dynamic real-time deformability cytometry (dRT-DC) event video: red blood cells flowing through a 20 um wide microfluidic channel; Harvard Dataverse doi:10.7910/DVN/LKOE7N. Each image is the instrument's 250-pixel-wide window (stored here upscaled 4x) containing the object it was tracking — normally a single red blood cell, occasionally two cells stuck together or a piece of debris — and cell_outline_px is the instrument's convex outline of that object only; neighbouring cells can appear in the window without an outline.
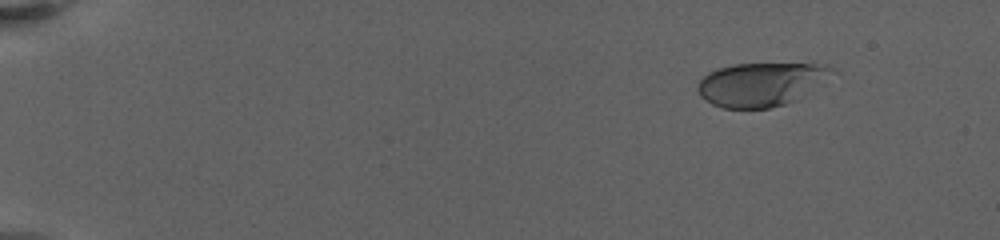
{"species": "human", "species_latin": "Homo sapiens", "temperature_condition": "warm", "stored_images_in_passage": 58, "camera_frame_rate_fps": 3000, "um_per_image_px": 0.085, "donor": {"sex": "female"}, "frame": {"image": 1, "passage_image": 1, "time_ms": 0.0, "image_size_px": [1000, 240], "cell_outline_px": [[840, 72], [792, 100], [784, 104], [768, 108], [724, 108], [712, 104], [700, 96], [696, 88], [696, 84], [708, 72], [716, 68], [732, 64], [828, 64]], "centroid_in_image_um": [64.68, 7.13], "position_along_channel_um": 20.3, "area_um2": 34.1}}
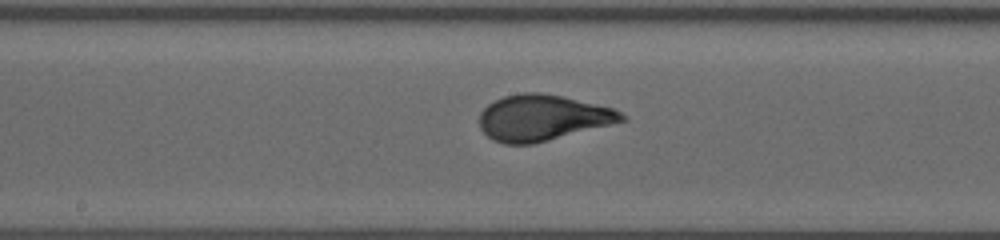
{"frame": {"image": 2, "passage_image": 35, "time_ms": 10.0, "image_size_px": [1000, 240], "cell_outline_px": [[628, 120], [532, 144], [504, 144], [492, 140], [480, 128], [480, 112], [488, 104], [504, 96], [520, 92], [540, 92], [564, 96], [612, 108], [628, 116]], "centroid_in_image_um": [46.11, 10.0], "position_along_channel_um": 202.1, "area_um2": 38.03}}
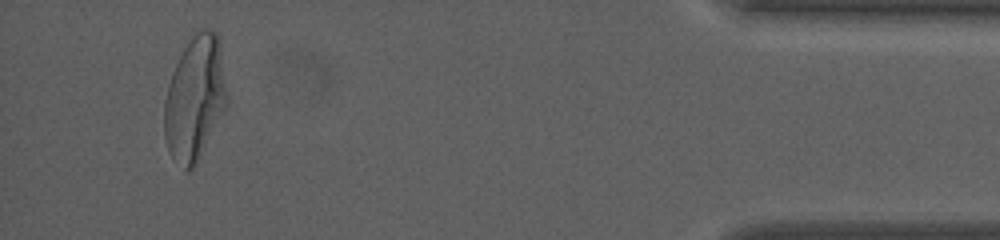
{"frame": {"image": 3, "passage_image": 56, "time_ms": 18.667, "image_size_px": [1000, 240], "cell_outline_px": [[228, 104], [196, 164], [188, 172], [184, 172], [172, 160], [168, 152], [164, 136], [164, 100], [168, 84], [172, 72], [184, 48], [196, 32], [204, 28], [212, 28], [216, 32], [220, 44], [228, 96]], "centroid_in_image_um": [16.56, 8.41], "position_along_channel_um": 418.6, "area_um2": 45.78}, "authors_computed_cell_mechanics": {"area_um2": 37.0209, "velocity_mm_per_s": 3.1689, "shape_relaxation_time_tau1_ms": 5.4355, "shape_relaxation_time_tau2_ms": null, "deformation_change_tau1": 0.2122, "deformation_change_tau2": null}}